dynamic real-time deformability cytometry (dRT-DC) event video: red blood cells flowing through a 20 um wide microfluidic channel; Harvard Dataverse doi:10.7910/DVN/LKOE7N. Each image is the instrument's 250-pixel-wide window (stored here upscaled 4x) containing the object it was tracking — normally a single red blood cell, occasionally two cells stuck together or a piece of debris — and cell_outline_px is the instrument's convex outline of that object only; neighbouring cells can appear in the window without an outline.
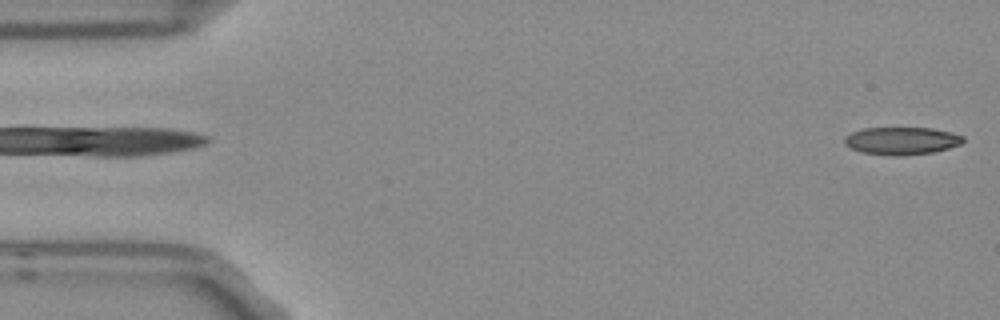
{"species": "Egyptian fruit bat (a non-hibernating species)", "species_latin": "Rousettus aegyptiacus", "temperature_condition": "room temperature", "stored_images_in_passage": 4, "camera_frame_rate_fps": 3000, "um_per_image_px": 0.085, "frame": {"image": 1, "passage_image": 1, "time_ms": 0.0, "image_size_px": [1000, 320], "cell_outline_px": [[964, 140], [960, 144], [948, 148], [932, 152], [904, 156], [892, 156], [860, 152], [844, 144], [844, 136], [860, 128], [932, 128], [952, 132], [964, 136]], "centroid_in_image_um": [76.62, 11.97], "position_along_channel_um": 8.4, "area_um2": 19.25}}
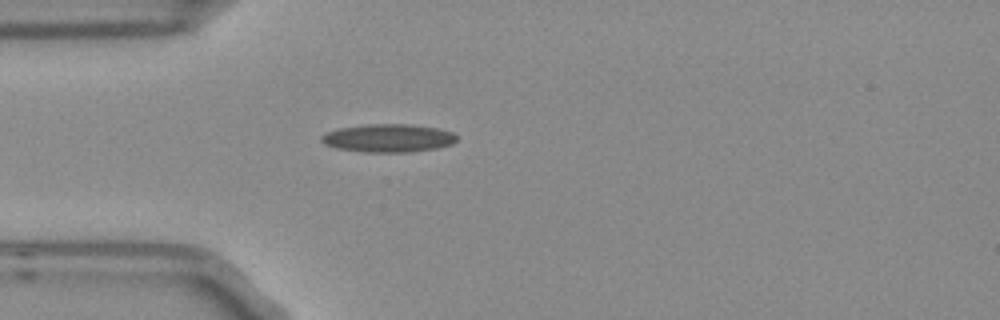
{"frame": {"image": 2, "passage_image": 4, "time_ms": 1.0, "image_size_px": [1000, 320], "cell_outline_px": [[456, 140], [452, 144], [436, 148], [408, 152], [364, 152], [336, 148], [324, 144], [320, 140], [320, 136], [328, 132], [340, 128], [368, 124], [408, 124], [440, 128], [452, 132], [456, 136]], "centroid_in_image_um": [33.0, 11.74], "position_along_channel_um": 52.0, "area_um2": 22.14}}